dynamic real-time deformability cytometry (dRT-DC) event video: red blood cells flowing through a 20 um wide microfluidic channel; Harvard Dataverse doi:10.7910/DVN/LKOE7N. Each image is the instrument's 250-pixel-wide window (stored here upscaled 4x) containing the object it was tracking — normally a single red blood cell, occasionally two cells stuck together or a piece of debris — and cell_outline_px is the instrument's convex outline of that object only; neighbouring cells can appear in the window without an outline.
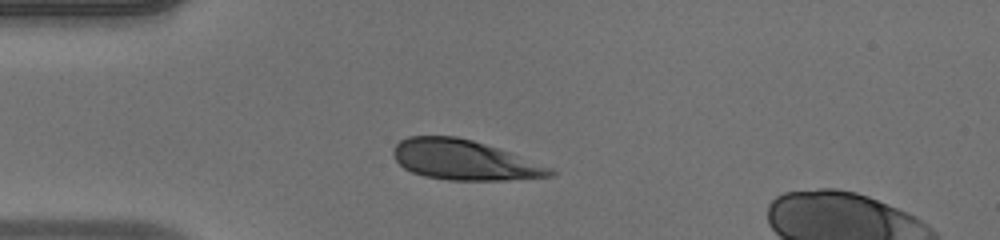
{"species": "human", "species_latin": "Homo sapiens", "temperature_condition": "warm", "stored_images_in_passage": 36, "camera_frame_rate_fps": 3000, "um_per_image_px": 0.085, "donor": {"sex": "male"}, "frame": {"image": 1, "passage_image": 1, "time_ms": 0.0, "image_size_px": [1000, 240], "cell_outline_px": [[556, 172], [552, 176], [508, 180], [448, 180], [424, 176], [412, 172], [404, 168], [396, 160], [392, 152], [396, 144], [400, 140], [408, 136], [456, 136], [472, 140], [508, 152], [552, 168]], "centroid_in_image_um": [39.42, 13.6], "position_along_channel_um": 45.6, "area_um2": 36.18}}
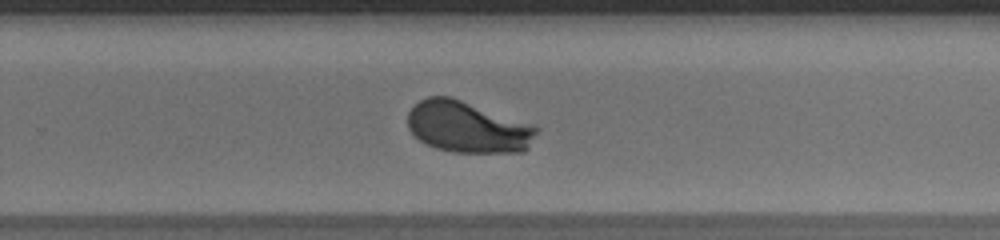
{"frame": {"image": 2, "passage_image": 20, "time_ms": 6.333, "image_size_px": [1000, 240], "cell_outline_px": [[536, 132], [528, 148], [524, 152], [452, 152], [436, 148], [420, 140], [408, 128], [408, 112], [420, 100], [428, 96], [452, 96], [536, 124]], "centroid_in_image_um": [39.78, 10.78], "position_along_channel_um": 290.0, "area_um2": 38.84}}
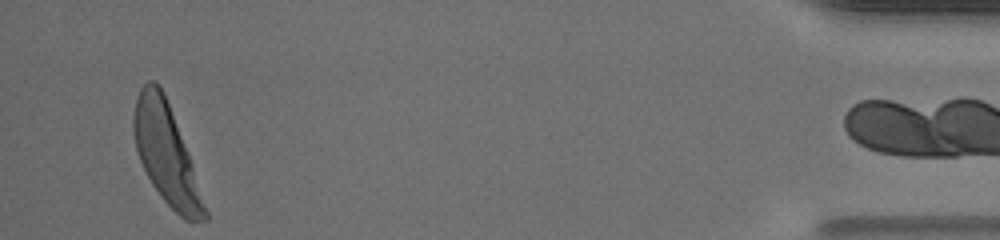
{"frame": {"image": 3, "passage_image": 35, "time_ms": 11.333, "image_size_px": [1000, 240], "cell_outline_px": [[208, 220], [184, 220], [160, 196], [152, 184], [140, 160], [136, 148], [132, 128], [132, 120], [136, 96], [140, 88], [148, 80], [156, 80], [164, 92], [188, 156], [208, 212]], "centroid_in_image_um": [14.08, 13.05], "position_along_channel_um": 421.1, "area_um2": 40.23}, "authors_computed_cell_mechanics": {"area_um2": 39.3618, "velocity_mm_per_s": 4.1778, "shape_relaxation_time_tau1_ms": 2.6557, "shape_relaxation_time_tau2_ms": null, "deformation_change_tau1": 0.1694, "deformation_change_tau2": null}}